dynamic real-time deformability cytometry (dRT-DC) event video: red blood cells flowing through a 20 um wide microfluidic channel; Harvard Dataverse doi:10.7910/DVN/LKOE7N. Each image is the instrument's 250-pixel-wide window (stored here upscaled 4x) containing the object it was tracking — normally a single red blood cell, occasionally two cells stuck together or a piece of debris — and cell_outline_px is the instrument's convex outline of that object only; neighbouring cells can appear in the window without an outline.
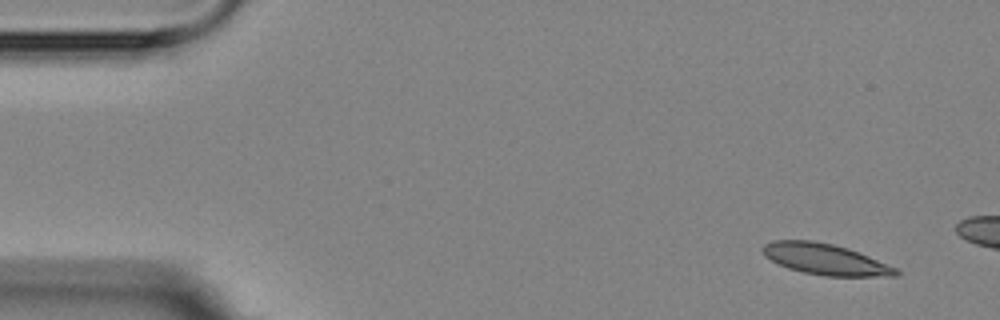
{"species": "Egyptian fruit bat (a non-hibernating species)", "species_latin": "Rousettus aegyptiacus", "temperature_condition": "room temperature", "stored_images_in_passage": 4, "camera_frame_rate_fps": 3000, "um_per_image_px": 0.085, "animal": {"sex": "female"}, "frame": {"image": 1, "passage_image": 1, "time_ms": 0.0, "image_size_px": [1000, 320], "cell_outline_px": [[900, 276], [824, 276], [804, 272], [788, 268], [764, 256], [760, 248], [764, 244], [772, 240], [812, 240], [832, 244], [848, 248], [868, 256], [896, 268], [900, 272]], "centroid_in_image_um": [70.12, 22.03], "position_along_channel_um": 14.9, "area_um2": 23.99}}